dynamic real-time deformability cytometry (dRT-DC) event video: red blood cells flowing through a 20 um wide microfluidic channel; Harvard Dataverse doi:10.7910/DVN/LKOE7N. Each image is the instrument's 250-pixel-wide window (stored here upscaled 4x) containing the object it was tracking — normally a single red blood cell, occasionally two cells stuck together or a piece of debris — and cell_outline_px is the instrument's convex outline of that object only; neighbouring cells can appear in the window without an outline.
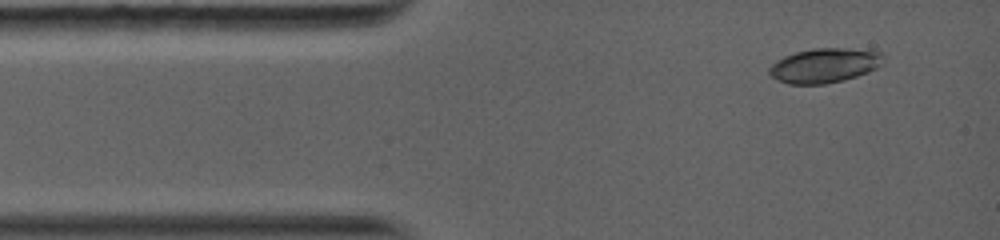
{"species": "common noctule bat (a hibernating species)", "species_latin": "Nyctalus noctula", "temperature_condition": "warm", "stored_images_in_passage": 3, "camera_frame_rate_fps": 5000, "um_per_image_px": 0.085, "animal": {"sex": "female", "body_mass_g": 19.0, "forearm_length_mm": 56.7}, "frame": {"image": 1, "passage_image": 1, "time_ms": 0.0, "image_size_px": [1000, 240], "cell_outline_px": [[884, 56], [880, 64], [876, 68], [868, 72], [844, 80], [824, 84], [788, 84], [776, 80], [768, 72], [768, 68], [776, 60], [784, 56], [796, 52], [812, 48], [844, 48], [884, 52]], "centroid_in_image_um": [70.06, 5.56], "position_along_channel_um": 14.9, "area_um2": 23.0}}
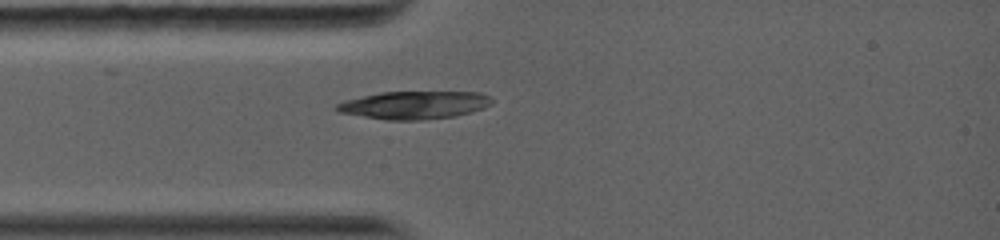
{"frame": {"image": 2, "passage_image": 3, "time_ms": 2.0, "image_size_px": [1000, 240], "cell_outline_px": [[492, 104], [484, 108], [472, 112], [456, 116], [424, 120], [388, 120], [340, 112], [332, 108], [336, 104], [344, 100], [380, 92], [480, 92], [488, 96], [492, 100]], "centroid_in_image_um": [35.22, 8.93], "position_along_channel_um": 49.8, "area_um2": 25.26}}